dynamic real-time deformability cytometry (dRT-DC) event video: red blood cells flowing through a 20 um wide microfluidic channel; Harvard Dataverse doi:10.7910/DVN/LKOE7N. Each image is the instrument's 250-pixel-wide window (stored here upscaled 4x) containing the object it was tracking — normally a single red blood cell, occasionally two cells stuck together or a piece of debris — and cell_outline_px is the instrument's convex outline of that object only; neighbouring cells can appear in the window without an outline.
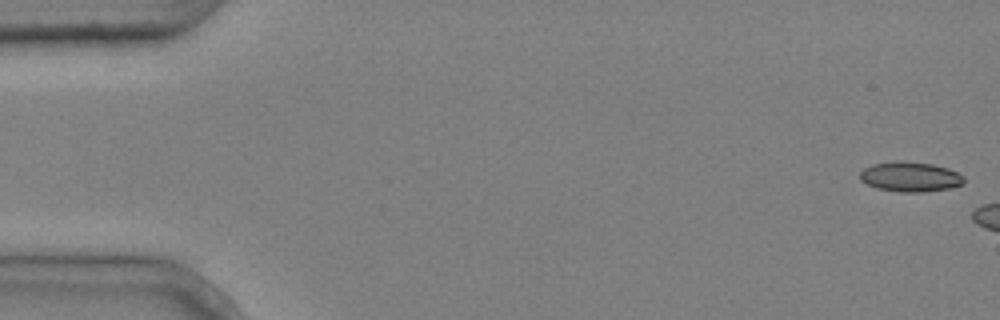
{"species": "common noctule bat (a hibernating species)", "species_latin": "Nyctalus noctula", "temperature_condition": "cold", "stored_images_in_passage": 6, "camera_frame_rate_fps": 3000, "um_per_image_px": 0.085, "animal": {"sex": "male", "body_mass_g": 20.4}, "frame": {"image": 1, "passage_image": 1, "time_ms": 0.0, "image_size_px": [1000, 320], "cell_outline_px": [[964, 184], [948, 188], [920, 192], [900, 192], [876, 188], [860, 180], [860, 172], [864, 168], [872, 164], [932, 164], [948, 168], [964, 176]], "centroid_in_image_um": [77.39, 15.08], "position_along_channel_um": 7.6, "area_um2": 17.22}}
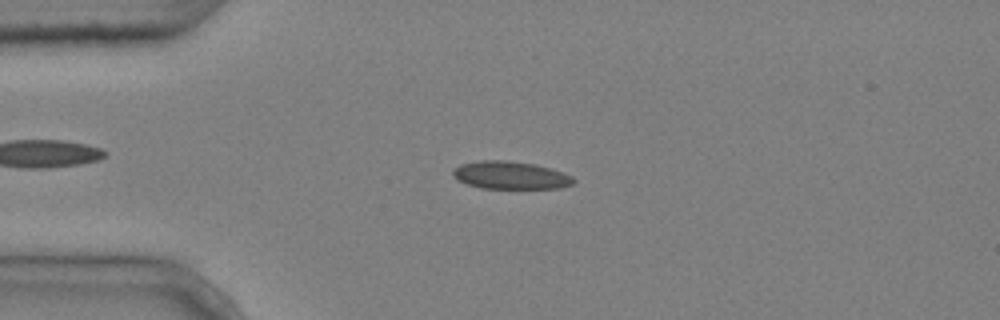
{"frame": {"image": 2, "passage_image": 5, "time_ms": 1.333, "image_size_px": [1000, 320], "cell_outline_px": [[576, 180], [572, 184], [560, 188], [480, 188], [456, 180], [452, 176], [452, 172], [460, 164], [480, 160], [504, 160], [536, 164], [552, 168], [564, 172], [572, 176]], "centroid_in_image_um": [43.4, 14.89], "position_along_channel_um": 41.6, "area_um2": 19.65}}